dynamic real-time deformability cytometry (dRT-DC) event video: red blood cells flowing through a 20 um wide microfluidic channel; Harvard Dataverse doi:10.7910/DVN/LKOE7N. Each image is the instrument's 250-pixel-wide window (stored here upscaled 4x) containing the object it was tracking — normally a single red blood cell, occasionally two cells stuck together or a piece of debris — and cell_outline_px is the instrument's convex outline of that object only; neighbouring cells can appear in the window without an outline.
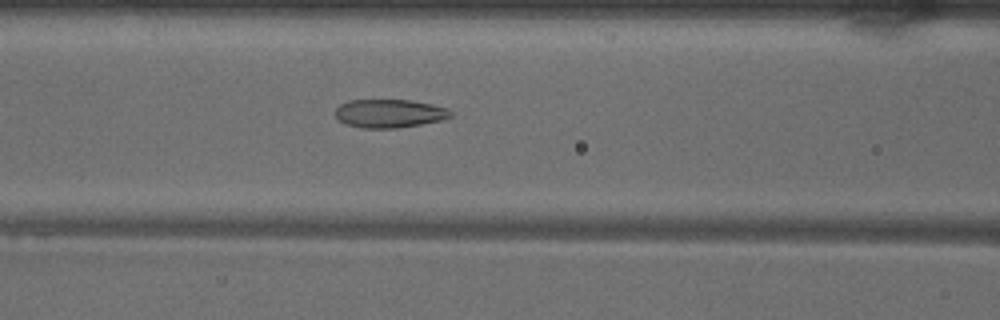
{"species": "common noctule bat (a hibernating species)", "species_latin": "Nyctalus noctula", "temperature_condition": "warm", "stored_images_in_passage": 27, "camera_frame_rate_fps": 3000, "um_per_image_px": 0.085, "animal": {"sex": "male", "body_mass_g": 18.8}, "frame": {"image": 1, "passage_image": 13, "time_ms": 4.0, "image_size_px": [1000, 320], "cell_outline_px": [[452, 116], [440, 120], [420, 124], [396, 128], [360, 128], [344, 124], [336, 120], [336, 108], [340, 104], [348, 100], [412, 100], [432, 104], [448, 108], [452, 112]], "centroid_in_image_um": [33.06, 9.64], "position_along_channel_um": 133.5, "area_um2": 19.25}}
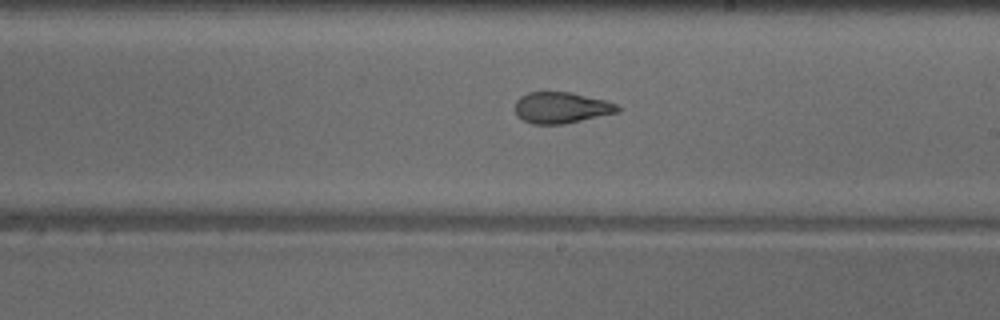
{"frame": {"image": 2, "passage_image": 21, "time_ms": 6.667, "image_size_px": [1000, 320], "cell_outline_px": [[620, 112], [564, 124], [532, 124], [516, 116], [516, 100], [520, 96], [528, 92], [572, 92], [620, 104]], "centroid_in_image_um": [47.74, 9.15], "position_along_channel_um": 241.3, "area_um2": 18.79}}
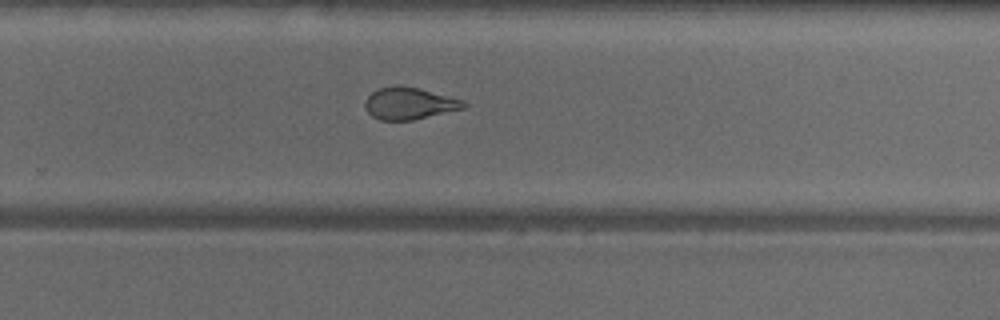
{"frame": {"image": 3, "passage_image": 25, "time_ms": 8.0, "image_size_px": [1000, 320], "cell_outline_px": [[468, 104], [464, 108], [412, 120], [380, 120], [372, 116], [364, 108], [364, 100], [372, 92], [380, 88], [396, 84], [400, 84], [420, 88], [464, 100]], "centroid_in_image_um": [34.77, 8.77], "position_along_channel_um": 295.0, "area_um2": 18.55}}